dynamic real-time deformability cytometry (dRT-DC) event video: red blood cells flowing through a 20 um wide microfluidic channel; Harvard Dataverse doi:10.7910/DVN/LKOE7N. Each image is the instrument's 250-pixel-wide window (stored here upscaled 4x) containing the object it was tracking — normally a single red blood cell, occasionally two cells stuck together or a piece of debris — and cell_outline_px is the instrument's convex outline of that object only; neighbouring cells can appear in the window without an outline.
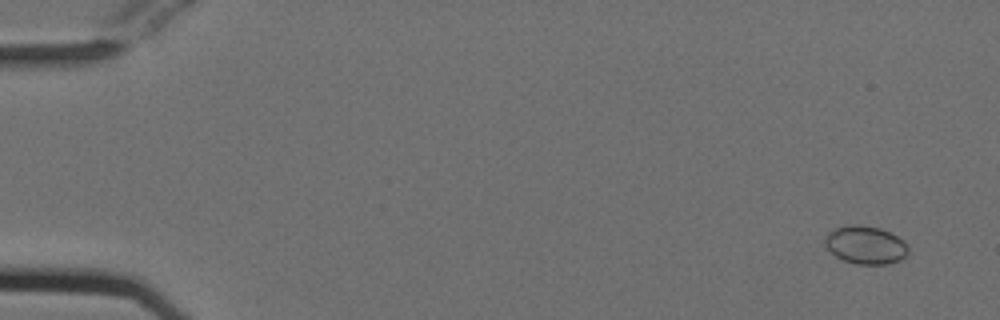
{"species": "Egyptian fruit bat (a non-hibernating species)", "species_latin": "Rousettus aegyptiacus", "temperature_condition": "cold", "stored_images_in_passage": 54, "camera_frame_rate_fps": 3000, "um_per_image_px": 0.085, "animal": {"sex": "female"}, "frame": {"image": 1, "passage_image": 3, "time_ms": 0.667, "image_size_px": [1000, 320], "cell_outline_px": [[908, 252], [900, 260], [888, 264], [856, 264], [844, 260], [836, 256], [824, 244], [824, 236], [828, 232], [836, 228], [852, 224], [856, 224], [880, 228], [904, 240], [908, 248]], "centroid_in_image_um": [73.56, 20.82], "position_along_channel_um": 11.4, "area_um2": 18.38}}
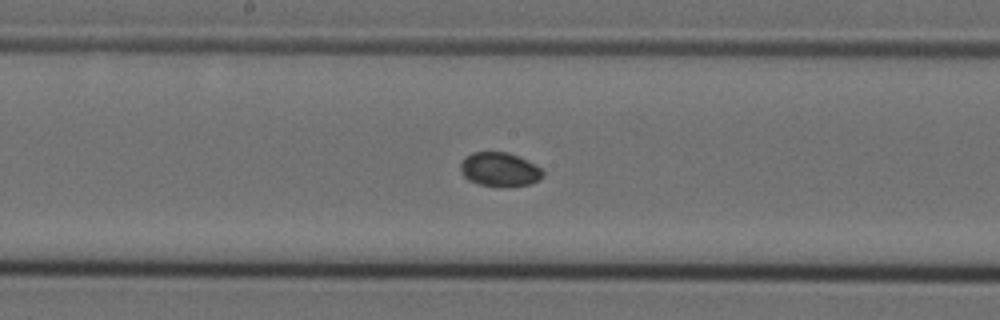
{"frame": {"image": 2, "passage_image": 29, "time_ms": 9.333, "image_size_px": [1000, 320], "cell_outline_px": [[544, 176], [540, 180], [532, 184], [508, 188], [500, 188], [480, 184], [468, 180], [464, 176], [460, 168], [460, 164], [464, 156], [472, 152], [508, 152], [540, 168], [544, 172]], "centroid_in_image_um": [42.46, 14.44], "position_along_channel_um": 205.7, "area_um2": 16.59}}
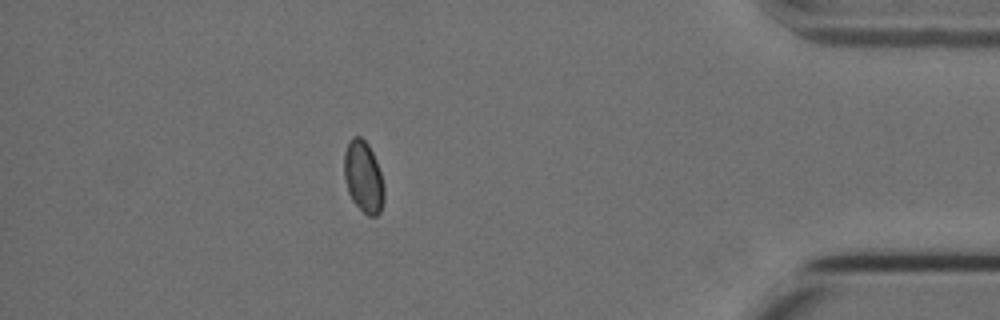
{"frame": {"image": 3, "passage_image": 48, "time_ms": 15.667, "image_size_px": [1000, 320], "cell_outline_px": [[384, 200], [380, 212], [376, 216], [368, 216], [352, 200], [348, 192], [344, 176], [344, 152], [352, 136], [360, 136], [368, 144], [376, 160], [380, 172], [384, 188]], "centroid_in_image_um": [30.89, 15.03], "position_along_channel_um": 404.3, "area_um2": 16.59}, "authors_computed_cell_mechanics": {"area_um2": 16.7042, "velocity_mm_per_s": 3.783, "shape_relaxation_time_tau1_ms": null, "shape_relaxation_time_tau2_ms": 4.5243, "deformation_change_tau1": null, "deformation_change_tau2": 0.0409}}